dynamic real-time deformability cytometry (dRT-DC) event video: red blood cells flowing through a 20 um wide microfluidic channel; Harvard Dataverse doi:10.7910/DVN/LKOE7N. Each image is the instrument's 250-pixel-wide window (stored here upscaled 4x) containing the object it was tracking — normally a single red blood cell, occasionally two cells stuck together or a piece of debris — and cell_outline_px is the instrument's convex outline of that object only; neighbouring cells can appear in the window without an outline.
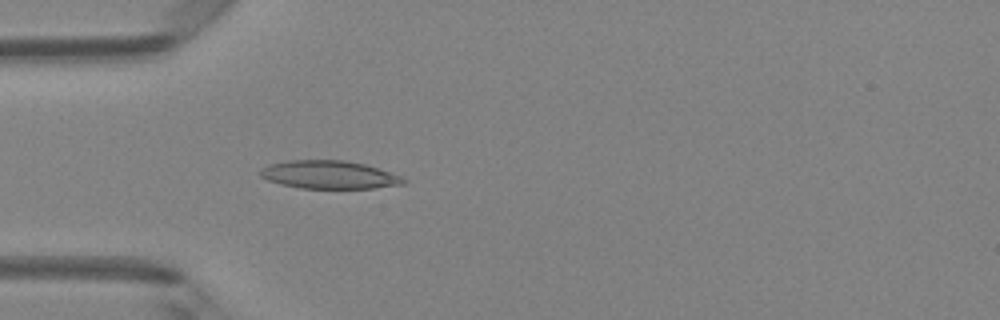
{"species": "Egyptian fruit bat (a non-hibernating species)", "species_latin": "Rousettus aegyptiacus", "temperature_condition": "room temperature", "stored_images_in_passage": 48, "camera_frame_rate_fps": 3000, "um_per_image_px": 0.085, "animal": {"sex": "female"}, "frame": {"image": 1, "passage_image": 14, "time_ms": 4.333, "image_size_px": [1000, 320], "cell_outline_px": [[408, 180], [404, 184], [372, 188], [300, 188], [280, 184], [268, 180], [260, 176], [260, 172], [268, 164], [288, 160], [344, 160], [364, 164], [404, 176]], "centroid_in_image_um": [28.01, 14.85], "position_along_channel_um": 57.0, "area_um2": 23.47}}
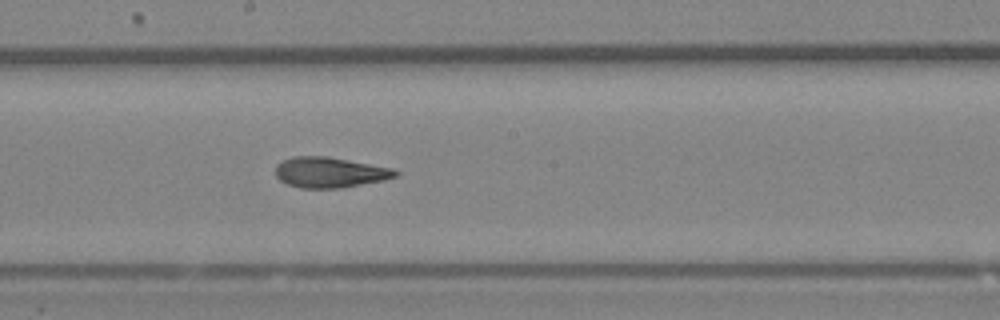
{"frame": {"image": 2, "passage_image": 26, "time_ms": 8.333, "image_size_px": [1000, 320], "cell_outline_px": [[400, 172], [396, 176], [384, 180], [340, 188], [300, 188], [288, 184], [280, 180], [276, 176], [276, 164], [292, 156], [328, 156], [396, 168]], "centroid_in_image_um": [28.07, 14.64], "position_along_channel_um": 220.1, "area_um2": 21.5}}
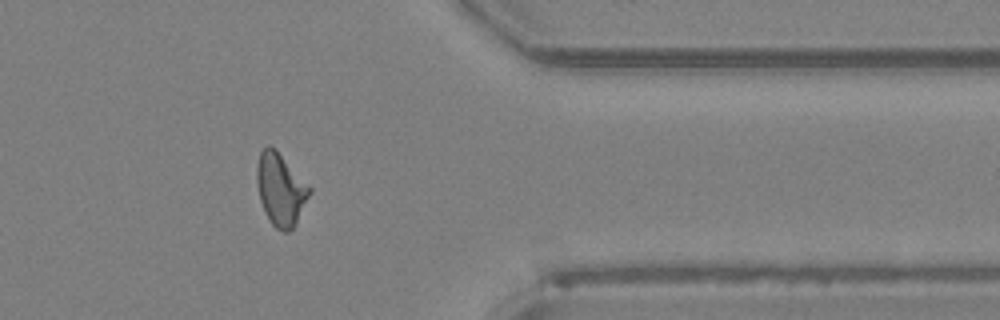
{"frame": {"image": 3, "passage_image": 39, "time_ms": 12.667, "image_size_px": [1000, 320], "cell_outline_px": [[312, 192], [296, 224], [288, 232], [284, 232], [276, 228], [272, 224], [260, 200], [256, 180], [256, 168], [260, 152], [268, 144], [276, 148], [312, 188]], "centroid_in_image_um": [23.87, 16.07], "position_along_channel_um": 387.5, "area_um2": 22.31}, "authors_computed_cell_mechanics": {"area_um2": 21.9351, "velocity_mm_per_s": 4.2093, "shape_relaxation_time_tau1_ms": 7.3061, "shape_relaxation_time_tau2_ms": 1.9949, "deformation_change_tau1": 0.2062, "deformation_change_tau2": 0.0902}}